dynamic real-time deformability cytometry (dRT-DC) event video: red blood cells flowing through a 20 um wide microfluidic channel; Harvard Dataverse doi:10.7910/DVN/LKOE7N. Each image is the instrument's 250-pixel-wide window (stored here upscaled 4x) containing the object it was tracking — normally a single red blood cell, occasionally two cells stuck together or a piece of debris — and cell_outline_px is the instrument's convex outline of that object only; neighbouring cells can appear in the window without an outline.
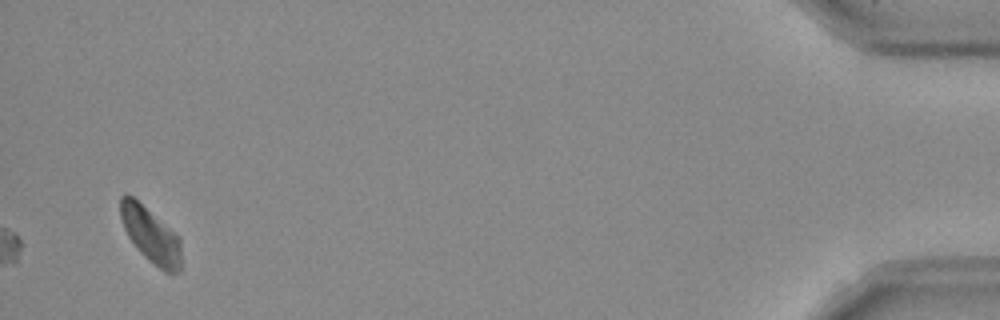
{"species": "Egyptian fruit bat (a non-hibernating species)", "species_latin": "Rousettus aegyptiacus", "temperature_condition": "room temperature", "stored_images_in_passage": 39, "camera_frame_rate_fps": 3000, "um_per_image_px": 0.085, "frame": {"image": 1, "passage_image": 39, "time_ms": 12.667, "image_size_px": [1000, 320], "cell_outline_px": [[180, 272], [164, 272], [148, 260], [140, 252], [128, 236], [124, 228], [120, 216], [120, 196], [124, 192], [132, 196], [180, 236]], "centroid_in_image_um": [12.8, 19.96], "position_along_channel_um": 422.4, "area_um2": 19.54}}